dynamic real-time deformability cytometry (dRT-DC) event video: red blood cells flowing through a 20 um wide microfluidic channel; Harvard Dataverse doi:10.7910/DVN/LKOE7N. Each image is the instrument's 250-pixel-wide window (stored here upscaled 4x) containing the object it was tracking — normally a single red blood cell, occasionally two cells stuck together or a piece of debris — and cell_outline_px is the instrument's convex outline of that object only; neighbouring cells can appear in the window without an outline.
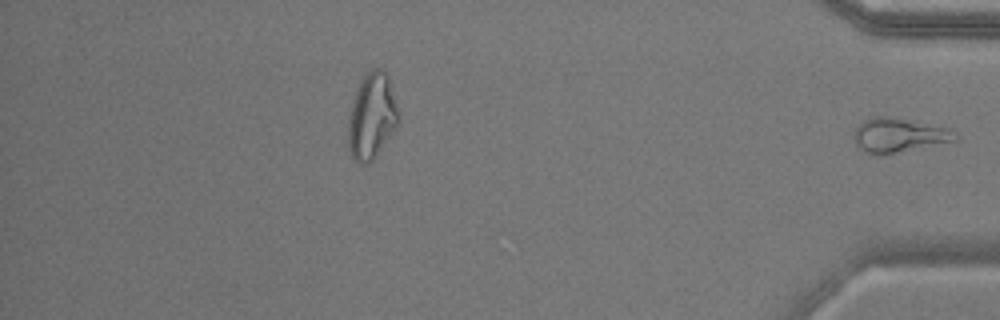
{"species": "common noctule bat (a hibernating species)", "species_latin": "Nyctalus noctula", "temperature_condition": "warm", "stored_images_in_passage": 39, "segment_of_instrument_passage": [2, 2], "camera_frame_rate_fps": 3000, "um_per_image_px": 0.085, "animal": {"sex": "male", "body_mass_g": 17.9}, "frame": {"image": 1, "passage_image": 39, "time_ms": 12.667, "image_size_px": [1000, 320], "cell_outline_px": [[960, 136], [956, 140], [876, 156], [860, 148], [856, 144], [852, 136], [852, 132], [856, 124], [868, 116], [900, 116], [952, 128]], "centroid_in_image_um": [76.38, 11.42], "position_along_channel_um": 358.8, "area_um2": 20.98}}